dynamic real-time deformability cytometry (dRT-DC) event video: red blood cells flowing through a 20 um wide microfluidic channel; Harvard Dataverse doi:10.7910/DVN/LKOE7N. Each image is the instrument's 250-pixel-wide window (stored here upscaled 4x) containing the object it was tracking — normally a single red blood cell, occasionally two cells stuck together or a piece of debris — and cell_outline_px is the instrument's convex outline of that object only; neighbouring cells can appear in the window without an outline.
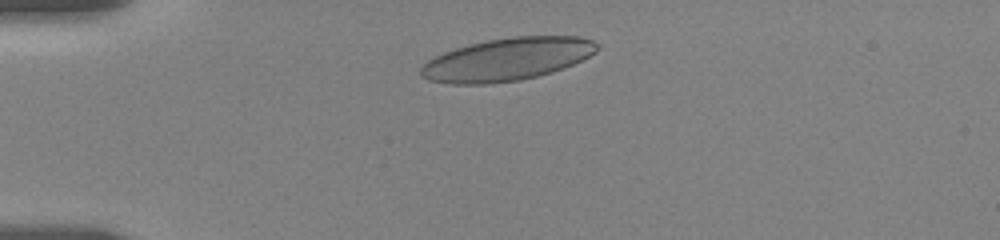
{"species": "human", "species_latin": "Homo sapiens", "temperature_condition": "room temperature", "stored_images_in_passage": 5, "camera_frame_rate_fps": 3000, "um_per_image_px": 0.085, "donor": {"sex": "female"}, "frame": {"image": 1, "passage_image": 1, "time_ms": 0.0, "image_size_px": [1000, 240], "cell_outline_px": [[600, 48], [596, 52], [564, 68], [552, 72], [520, 80], [488, 84], [452, 84], [428, 80], [420, 76], [420, 68], [428, 60], [444, 52], [456, 48], [488, 40], [512, 36], [580, 36], [592, 40], [600, 44]], "centroid_in_image_um": [43.12, 5.04], "position_along_channel_um": 41.9, "area_um2": 43.81}}
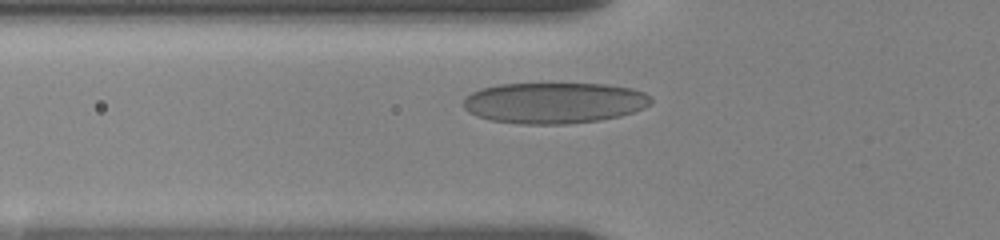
{"frame": {"image": 2, "passage_image": 3, "time_ms": 2.0, "image_size_px": [1000, 240], "cell_outline_px": [[652, 104], [644, 108], [620, 116], [600, 120], [568, 124], [520, 124], [492, 120], [476, 116], [468, 112], [464, 108], [464, 100], [472, 92], [480, 88], [500, 84], [608, 84], [632, 88], [644, 92], [652, 96]], "centroid_in_image_um": [47.14, 8.74], "position_along_channel_um": 78.7, "area_um2": 45.03}}
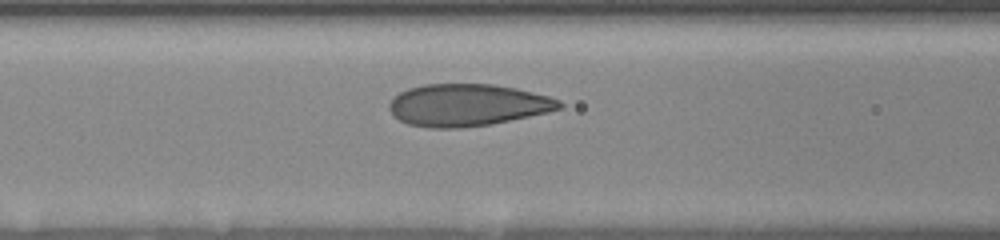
{"frame": {"image": 3, "passage_image": 5, "time_ms": 3.333, "image_size_px": [1000, 240], "cell_outline_px": [[564, 108], [548, 112], [488, 124], [460, 128], [428, 128], [408, 124], [400, 120], [388, 108], [388, 104], [400, 92], [408, 88], [424, 84], [492, 84], [516, 88], [548, 96], [560, 100], [564, 104]], "centroid_in_image_um": [39.74, 8.92], "position_along_channel_um": 126.9, "area_um2": 41.56}}